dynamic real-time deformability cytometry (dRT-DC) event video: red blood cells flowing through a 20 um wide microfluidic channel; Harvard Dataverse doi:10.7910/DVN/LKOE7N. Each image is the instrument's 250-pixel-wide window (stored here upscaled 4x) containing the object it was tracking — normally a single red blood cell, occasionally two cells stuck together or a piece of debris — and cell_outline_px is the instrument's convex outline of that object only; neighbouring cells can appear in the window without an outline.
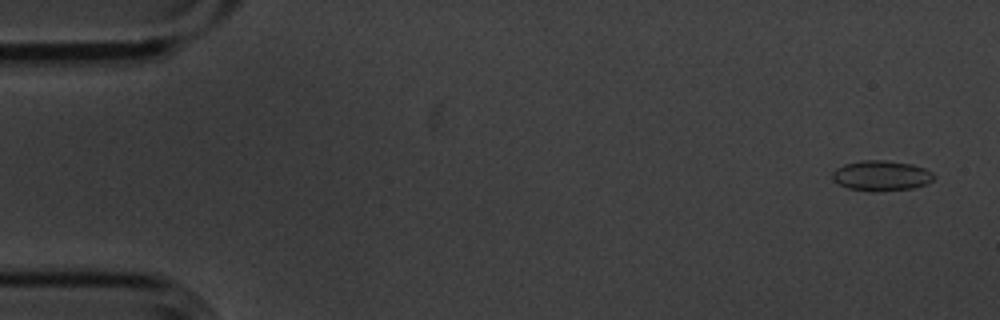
{"species": "common noctule bat (a hibernating species)", "species_latin": "Nyctalus noctula", "temperature_condition": "cold", "stored_images_in_passage": 6, "camera_frame_rate_fps": 3000, "um_per_image_px": 0.085, "animal": {"sex": "male", "body_mass_g": 20.1, "forearm_length_mm": 53.5}, "frame": {"image": 1, "passage_image": 1, "time_ms": 0.0, "image_size_px": [1000, 320], "cell_outline_px": [[936, 176], [932, 180], [924, 184], [912, 188], [872, 192], [848, 188], [840, 184], [832, 176], [832, 172], [836, 168], [844, 164], [860, 160], [884, 160], [912, 164], [924, 168], [932, 172]], "centroid_in_image_um": [74.91, 14.92], "position_along_channel_um": 10.1, "area_um2": 17.8}}
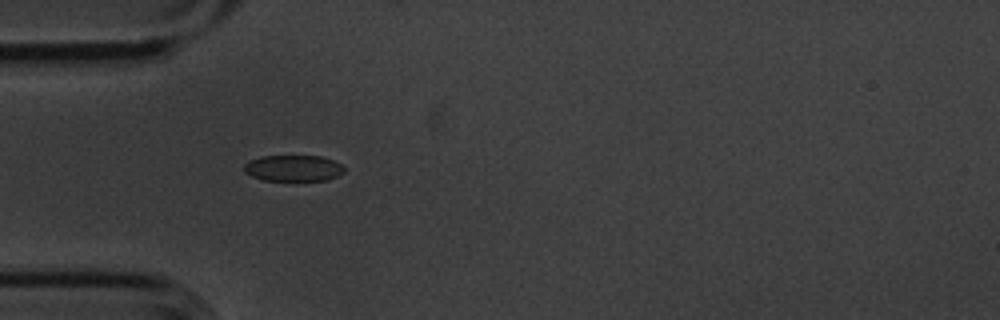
{"frame": {"image": 2, "passage_image": 5, "time_ms": 1.333, "image_size_px": [1000, 320], "cell_outline_px": [[344, 172], [336, 176], [324, 180], [260, 180], [244, 172], [244, 164], [248, 160], [260, 156], [320, 156], [332, 160], [340, 164], [344, 168]], "centroid_in_image_um": [24.87, 14.29], "position_along_channel_um": 60.1, "area_um2": 15.2}}
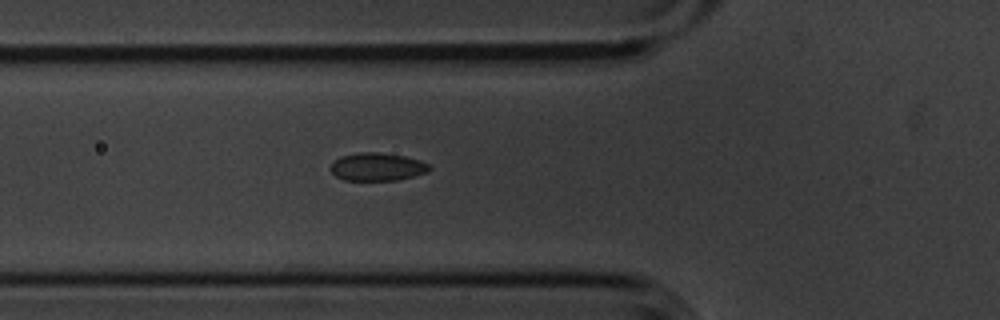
{"frame": {"image": 3, "passage_image": 6, "time_ms": 1.667, "image_size_px": [1000, 320], "cell_outline_px": [[432, 168], [428, 172], [396, 180], [344, 180], [336, 176], [328, 168], [340, 156], [356, 152], [380, 152], [404, 156], [420, 160], [428, 164]], "centroid_in_image_um": [32.05, 14.17], "position_along_channel_um": 93.7, "area_um2": 16.13}}